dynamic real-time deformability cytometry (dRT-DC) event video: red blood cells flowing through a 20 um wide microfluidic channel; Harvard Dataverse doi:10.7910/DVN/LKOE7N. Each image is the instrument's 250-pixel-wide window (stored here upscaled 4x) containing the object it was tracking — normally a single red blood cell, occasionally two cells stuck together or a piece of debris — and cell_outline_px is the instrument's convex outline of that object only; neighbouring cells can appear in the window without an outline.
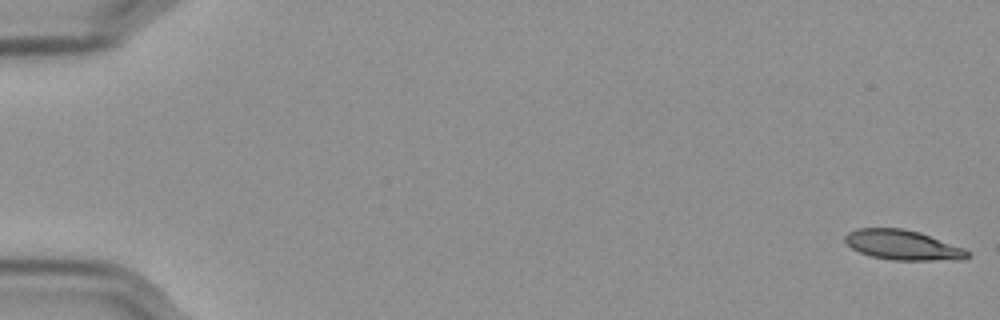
{"species": "Egyptian fruit bat (a non-hibernating species)", "species_latin": "Rousettus aegyptiacus", "temperature_condition": "cold", "stored_images_in_passage": 57, "camera_frame_rate_fps": 3000, "um_per_image_px": 0.085, "frame": {"image": 1, "passage_image": 1, "time_ms": 0.0, "image_size_px": [1000, 320], "cell_outline_px": [[972, 256], [964, 260], [892, 260], [872, 256], [860, 252], [852, 248], [844, 240], [844, 236], [848, 232], [856, 228], [900, 228], [920, 232], [964, 248]], "centroid_in_image_um": [76.76, 20.83], "position_along_channel_um": 8.2, "area_um2": 21.39}}
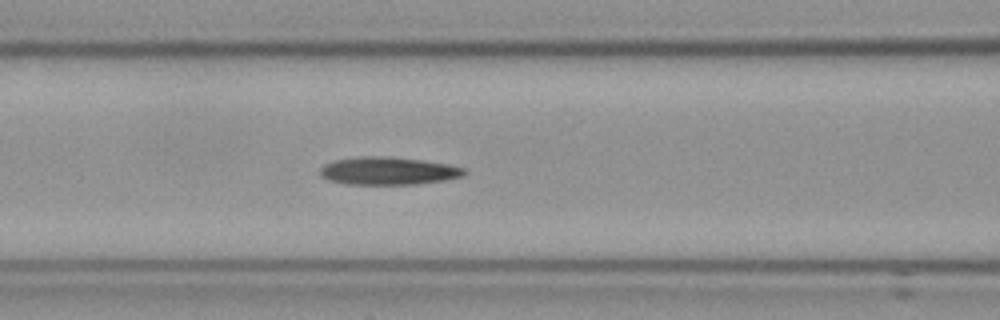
{"frame": {"image": 2, "passage_image": 25, "time_ms": 8.0, "image_size_px": [1000, 320], "cell_outline_px": [[468, 172], [464, 176], [444, 180], [416, 184], [348, 184], [328, 180], [320, 176], [320, 168], [324, 164], [336, 160], [364, 156], [376, 156], [420, 160], [448, 164], [464, 168]], "centroid_in_image_um": [33.0, 14.54], "position_along_channel_um": 133.6, "area_um2": 23.12}}
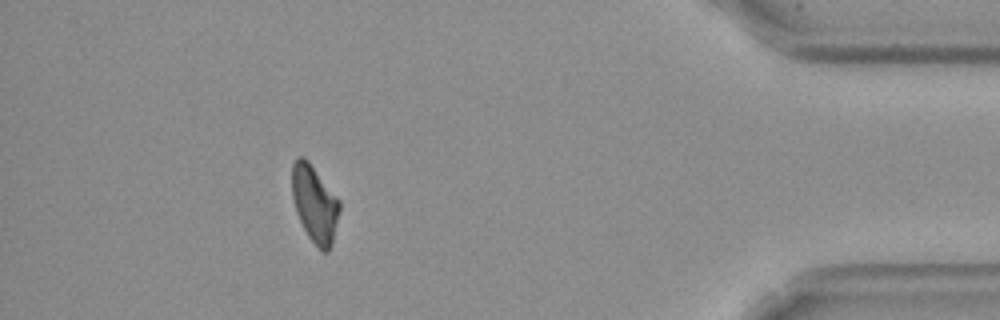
{"frame": {"image": 3, "passage_image": 52, "time_ms": 17.0, "image_size_px": [1000, 320], "cell_outline_px": [[340, 208], [332, 244], [328, 252], [320, 252], [308, 236], [296, 212], [292, 196], [292, 164], [296, 156], [304, 156], [308, 160], [340, 200]], "centroid_in_image_um": [26.74, 17.32], "position_along_channel_um": 408.5, "area_um2": 21.44}}